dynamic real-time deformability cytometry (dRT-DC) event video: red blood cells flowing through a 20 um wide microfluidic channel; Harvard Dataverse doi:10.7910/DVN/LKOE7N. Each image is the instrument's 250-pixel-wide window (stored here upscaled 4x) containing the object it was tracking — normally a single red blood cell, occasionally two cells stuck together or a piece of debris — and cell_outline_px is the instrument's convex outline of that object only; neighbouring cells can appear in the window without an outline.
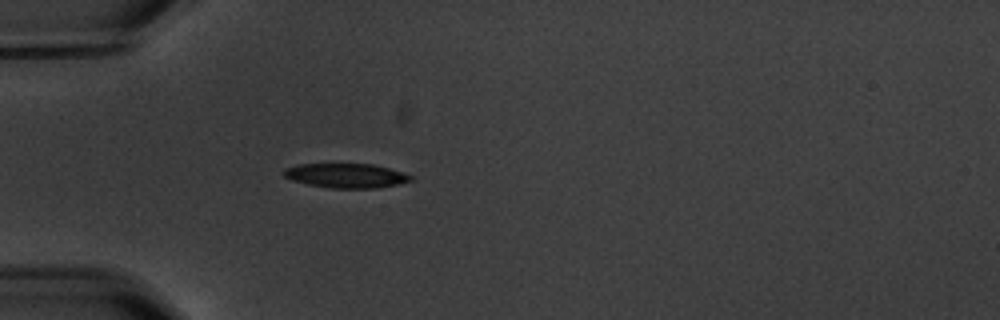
{"species": "common noctule bat (a hibernating species)", "species_latin": "Nyctalus noctula", "temperature_condition": "warm", "stored_images_in_passage": 1, "camera_frame_rate_fps": 3000, "um_per_image_px": 0.085, "animal": {"sex": "male", "body_mass_g": 20.1, "forearm_length_mm": 53.5}, "frame": {"image": 1, "passage_image": 1, "time_ms": 0.0, "image_size_px": [1000, 320], "cell_outline_px": [[416, 180], [376, 188], [332, 188], [308, 184], [292, 180], [284, 176], [284, 168], [296, 164], [372, 164], [388, 168], [412, 176]], "centroid_in_image_um": [29.41, 14.92], "position_along_channel_um": 55.6, "area_um2": 17.92}}